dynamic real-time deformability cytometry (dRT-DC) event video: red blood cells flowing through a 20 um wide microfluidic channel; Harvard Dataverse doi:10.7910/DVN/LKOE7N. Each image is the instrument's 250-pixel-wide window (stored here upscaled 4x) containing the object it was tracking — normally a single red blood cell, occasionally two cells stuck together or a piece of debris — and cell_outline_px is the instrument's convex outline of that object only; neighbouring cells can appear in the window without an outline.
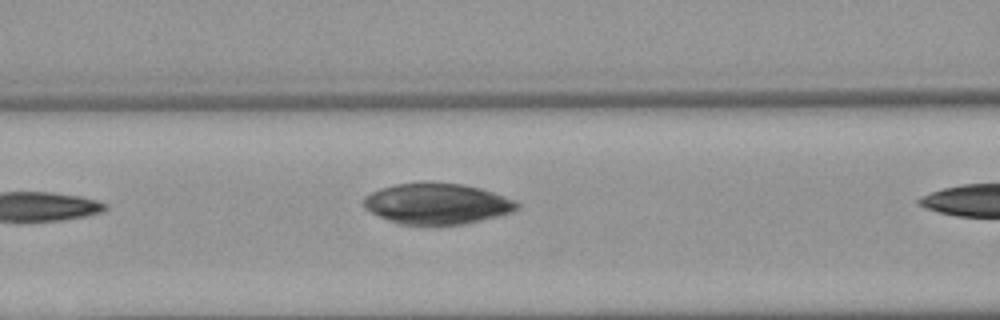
{"species": "Egyptian fruit bat (a non-hibernating species)", "species_latin": "Rousettus aegyptiacus", "temperature_condition": "warm", "stored_images_in_passage": 4, "segment_of_instrument_passage": [1, 2], "camera_frame_rate_fps": 3000, "um_per_image_px": 0.085, "animal": {"sex": "female"}, "frame": {"image": 1, "passage_image": 3, "time_ms": 2.667, "image_size_px": [1000, 320], "cell_outline_px": [[520, 208], [512, 212], [480, 220], [460, 224], [400, 224], [388, 220], [364, 208], [364, 196], [380, 188], [396, 184], [460, 184], [480, 188], [516, 200], [520, 204]], "centroid_in_image_um": [37.16, 17.33], "position_along_channel_um": 129.4, "area_um2": 35.66}}